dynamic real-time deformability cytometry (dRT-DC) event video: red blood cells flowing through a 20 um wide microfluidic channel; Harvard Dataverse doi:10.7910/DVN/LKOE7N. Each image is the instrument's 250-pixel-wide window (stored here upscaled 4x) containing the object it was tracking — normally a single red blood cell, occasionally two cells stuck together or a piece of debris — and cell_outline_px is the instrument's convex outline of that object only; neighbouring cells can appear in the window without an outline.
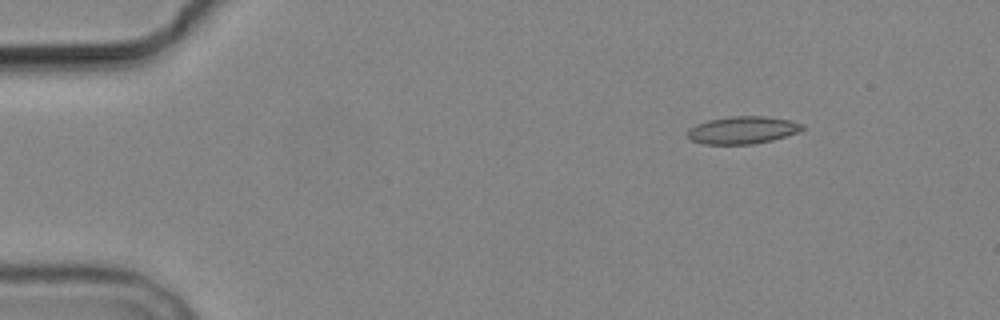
{"species": "common noctule bat (a hibernating species)", "species_latin": "Nyctalus noctula", "temperature_condition": "cold", "stored_images_in_passage": 7, "camera_frame_rate_fps": 3000, "um_per_image_px": 0.085, "animal": {"sex": "male", "body_mass_g": 19.2, "forearm_length_mm": 51.8}, "frame": {"image": 1, "passage_image": 3, "time_ms": 2.333, "image_size_px": [1000, 320], "cell_outline_px": [[804, 128], [796, 132], [772, 140], [752, 144], [704, 144], [692, 140], [688, 136], [688, 128], [696, 124], [708, 120], [732, 116], [764, 116], [788, 120], [804, 124]], "centroid_in_image_um": [63.09, 11.05], "position_along_channel_um": 21.9, "area_um2": 18.15}}
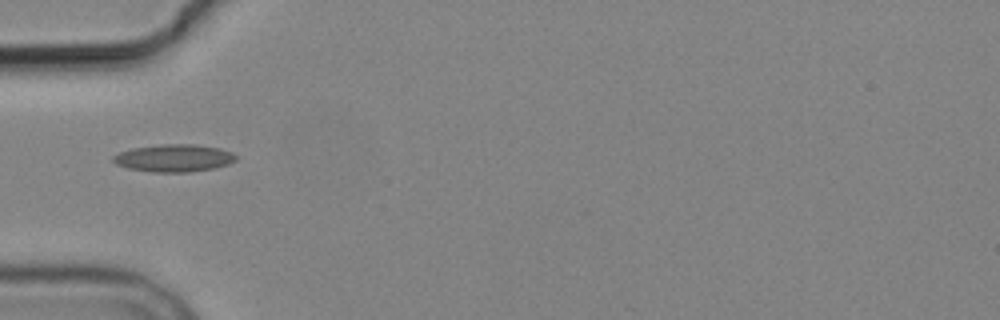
{"frame": {"image": 2, "passage_image": 6, "time_ms": 6.0, "image_size_px": [1000, 320], "cell_outline_px": [[236, 160], [228, 164], [212, 168], [188, 172], [152, 172], [128, 168], [116, 164], [112, 160], [112, 156], [120, 152], [132, 148], [160, 144], [196, 144], [220, 148], [232, 152], [236, 156]], "centroid_in_image_um": [14.77, 13.43], "position_along_channel_um": 70.2, "area_um2": 19.65}}
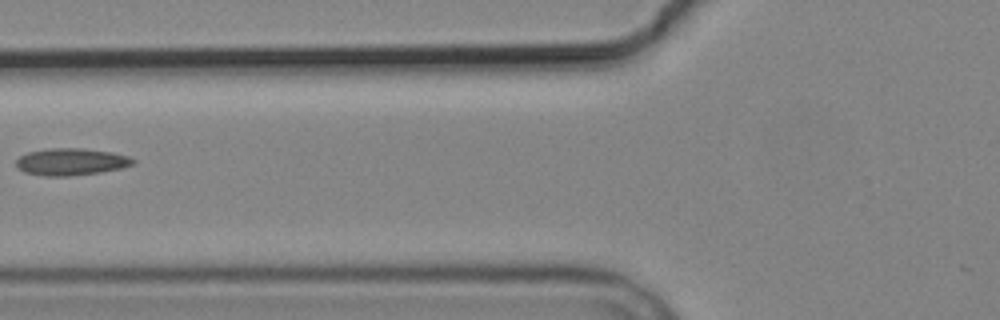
{"frame": {"image": 3, "passage_image": 7, "time_ms": 7.333, "image_size_px": [1000, 320], "cell_outline_px": [[136, 164], [120, 168], [100, 172], [68, 176], [44, 176], [24, 172], [16, 168], [16, 160], [20, 156], [28, 152], [52, 148], [84, 148], [112, 152], [128, 156], [136, 160]], "centroid_in_image_um": [6.05, 13.75], "position_along_channel_um": 119.8, "area_um2": 18.5}}